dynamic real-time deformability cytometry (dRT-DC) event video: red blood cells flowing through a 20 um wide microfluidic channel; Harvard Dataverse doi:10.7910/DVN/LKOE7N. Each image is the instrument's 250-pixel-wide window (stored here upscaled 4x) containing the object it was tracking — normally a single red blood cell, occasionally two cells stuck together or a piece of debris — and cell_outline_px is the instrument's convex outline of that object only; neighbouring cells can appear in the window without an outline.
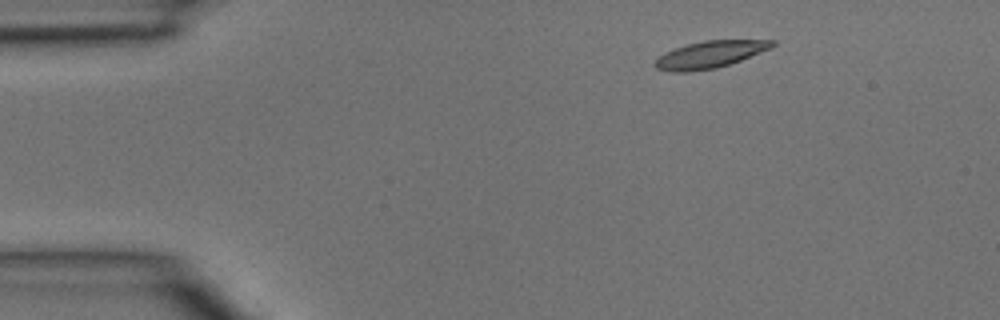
{"species": "common noctule bat (a hibernating species)", "species_latin": "Nyctalus noctula", "temperature_condition": "room temperature", "stored_images_in_passage": 3, "camera_frame_rate_fps": 3000, "um_per_image_px": 0.085, "animal": {"sex": "male", "body_mass_g": 15.6}, "frame": {"image": 1, "passage_image": 1, "time_ms": 0.0, "image_size_px": [1000, 320], "cell_outline_px": [[776, 44], [772, 48], [740, 60], [716, 68], [688, 72], [672, 72], [656, 68], [652, 64], [664, 52], [688, 44], [704, 40], [776, 40]], "centroid_in_image_um": [60.34, 4.63], "position_along_channel_um": 24.7, "area_um2": 18.38}}
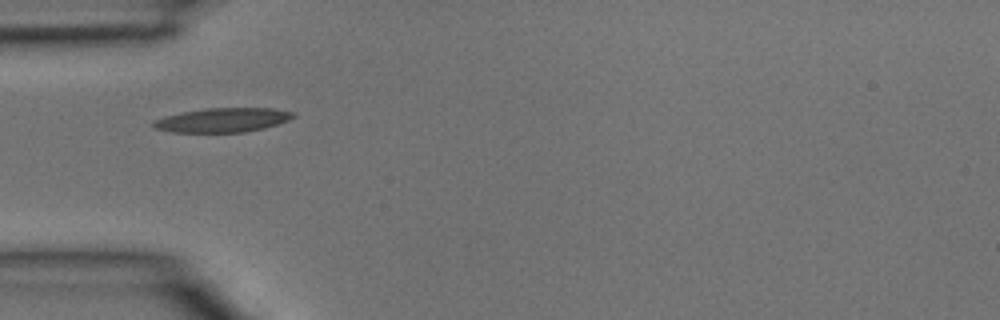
{"frame": {"image": 2, "passage_image": 3, "time_ms": 0.667, "image_size_px": [1000, 320], "cell_outline_px": [[296, 116], [288, 120], [264, 128], [244, 132], [172, 132], [152, 128], [152, 120], [164, 116], [204, 108], [272, 108], [296, 112]], "centroid_in_image_um": [18.9, 10.2], "position_along_channel_um": 66.1, "area_um2": 19.83}}